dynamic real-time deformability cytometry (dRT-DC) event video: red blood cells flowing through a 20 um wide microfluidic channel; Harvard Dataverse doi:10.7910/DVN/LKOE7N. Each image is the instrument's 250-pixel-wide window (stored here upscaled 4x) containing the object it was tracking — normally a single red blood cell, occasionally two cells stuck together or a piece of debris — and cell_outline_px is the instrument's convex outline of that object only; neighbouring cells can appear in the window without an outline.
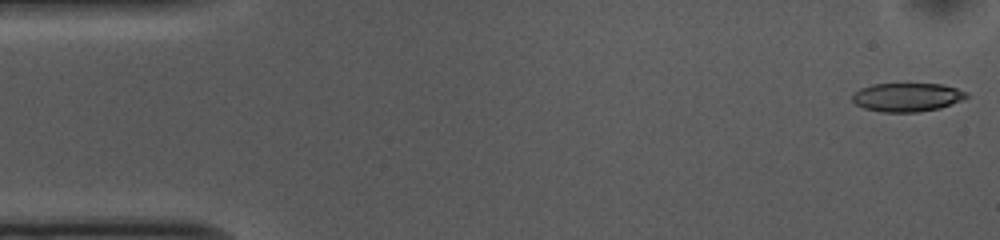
{"species": "common noctule bat (a hibernating species)", "species_latin": "Nyctalus noctula", "temperature_condition": "cold", "stored_images_in_passage": 52, "camera_frame_rate_fps": 3000, "um_per_image_px": 0.085, "animal": {"sex": "female", "body_mass_g": 10.0, "forearm_length_mm": 53.1}, "frame": {"image": 1, "passage_image": 1, "time_ms": 0.0, "image_size_px": [1000, 240], "cell_outline_px": [[968, 96], [960, 100], [940, 108], [916, 112], [880, 112], [864, 108], [856, 104], [852, 100], [852, 92], [860, 88], [872, 84], [944, 84], [968, 92]], "centroid_in_image_um": [77.06, 8.26], "position_along_channel_um": 7.9, "area_um2": 19.07}}
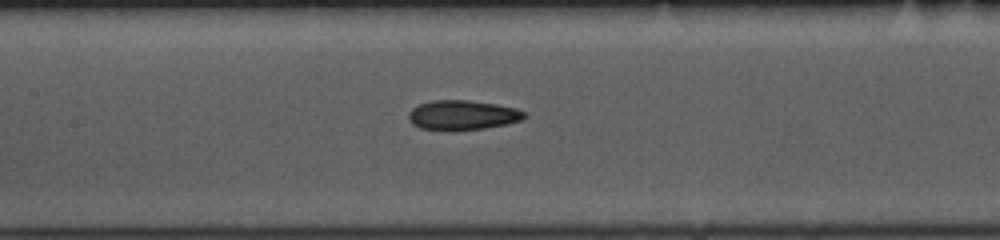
{"frame": {"image": 2, "passage_image": 23, "time_ms": 7.333, "image_size_px": [1000, 240], "cell_outline_px": [[528, 116], [520, 120], [504, 124], [484, 128], [420, 128], [412, 124], [408, 120], [408, 112], [412, 108], [420, 104], [432, 100], [468, 100], [496, 104], [516, 108], [524, 112]], "centroid_in_image_um": [39.3, 9.74], "position_along_channel_um": 168.1, "area_um2": 19.36}}
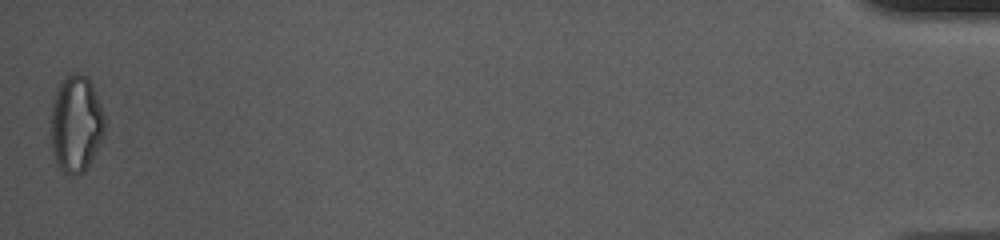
{"frame": {"image": 3, "passage_image": 52, "time_ms": 17.0, "image_size_px": [1000, 240], "cell_outline_px": [[104, 136], [96, 152], [84, 172], [72, 176], [64, 172], [56, 164], [52, 152], [52, 100], [60, 80], [64, 76], [76, 72], [88, 76], [92, 84], [104, 112]], "centroid_in_image_um": [6.47, 10.51], "position_along_channel_um": 428.7, "area_um2": 30.69}, "authors_computed_cell_mechanics": {"area_um2": 20.2589, "velocity_mm_per_s": 3.7258, "shape_relaxation_time_tau1_ms": 6.1221, "shape_relaxation_time_tau2_ms": 3.6327, "deformation_change_tau1": 0.1692, "deformation_change_tau2": 0.1224}}